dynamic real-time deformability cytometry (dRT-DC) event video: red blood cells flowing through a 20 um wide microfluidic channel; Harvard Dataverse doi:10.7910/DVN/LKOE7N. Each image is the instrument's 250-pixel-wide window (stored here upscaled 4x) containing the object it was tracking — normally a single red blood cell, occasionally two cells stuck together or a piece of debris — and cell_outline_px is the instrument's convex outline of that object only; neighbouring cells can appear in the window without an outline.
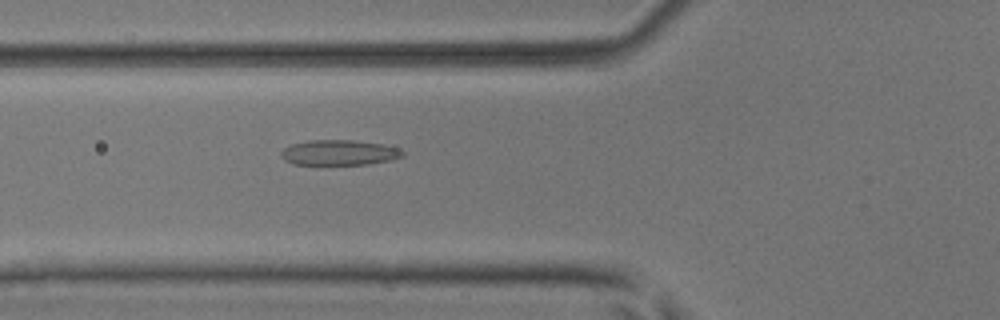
{"species": "common noctule bat (a hibernating species)", "species_latin": "Nyctalus noctula", "temperature_condition": "room temperature", "stored_images_in_passage": 2, "camera_frame_rate_fps": 3000, "um_per_image_px": 0.085, "animal": {"sex": "male", "body_mass_g": 17.9, "forearm_length_mm": 54.2}, "frame": {"image": 1, "passage_image": 2, "time_ms": 0.333, "image_size_px": [1000, 320], "cell_outline_px": [[404, 156], [392, 160], [368, 164], [292, 164], [284, 160], [280, 156], [280, 152], [284, 148], [292, 144], [308, 140], [352, 140], [384, 144], [396, 148], [404, 152]], "centroid_in_image_um": [28.81, 12.97], "position_along_channel_um": 97.0, "area_um2": 17.92}}